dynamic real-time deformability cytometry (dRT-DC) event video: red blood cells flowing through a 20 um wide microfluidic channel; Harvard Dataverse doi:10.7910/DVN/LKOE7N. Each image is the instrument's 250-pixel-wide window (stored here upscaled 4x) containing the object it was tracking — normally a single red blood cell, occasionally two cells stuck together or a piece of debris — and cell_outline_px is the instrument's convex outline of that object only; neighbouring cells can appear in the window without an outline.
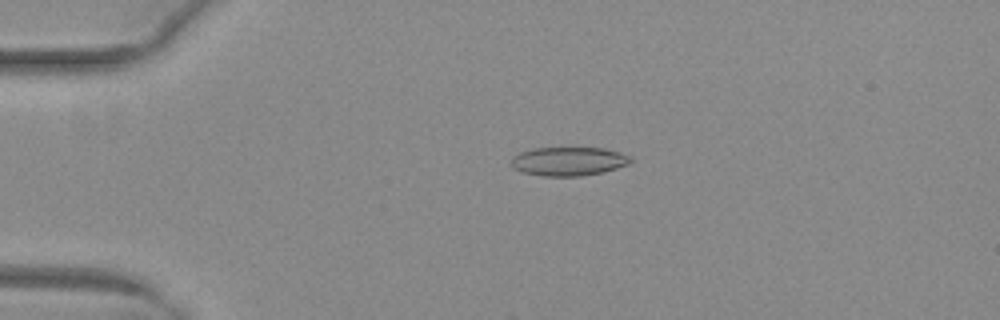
{"species": "common noctule bat (a hibernating species)", "species_latin": "Nyctalus noctula", "temperature_condition": "warm", "stored_images_in_passage": 34, "camera_frame_rate_fps": 3000, "um_per_image_px": 0.085, "animal": {"sex": "female", "body_mass_g": 29.2, "forearm_length_mm": 56.3}, "frame": {"image": 1, "passage_image": 13, "time_ms": 4.0, "image_size_px": [1000, 320], "cell_outline_px": [[632, 160], [628, 164], [604, 172], [580, 176], [544, 176], [524, 172], [512, 168], [512, 156], [520, 152], [532, 148], [604, 148], [620, 152], [632, 156]], "centroid_in_image_um": [48.34, 13.7], "position_along_channel_um": 36.7, "area_um2": 20.06}}
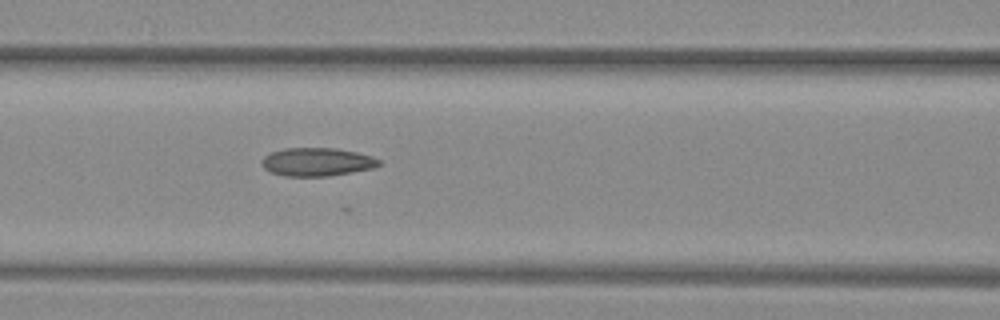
{"frame": {"image": 2, "passage_image": 24, "time_ms": 7.667, "image_size_px": [1000, 320], "cell_outline_px": [[384, 164], [376, 168], [328, 176], [284, 176], [272, 172], [264, 168], [264, 156], [272, 152], [284, 148], [336, 148], [356, 152], [372, 156], [380, 160]], "centroid_in_image_um": [27.03, 13.76], "position_along_channel_um": 139.6, "area_um2": 19.31}}
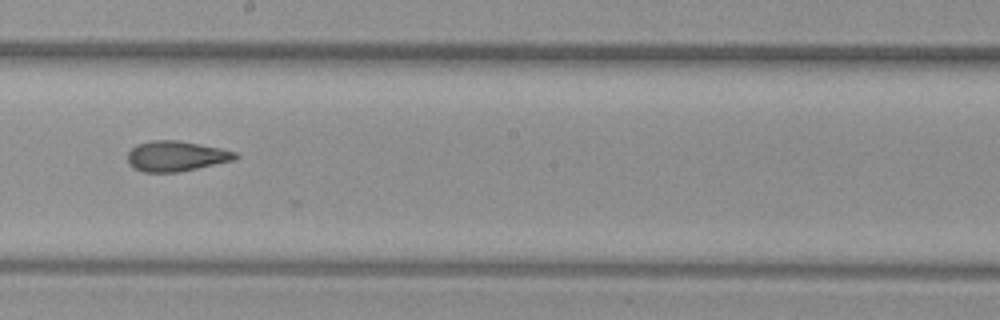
{"frame": {"image": 3, "passage_image": 31, "time_ms": 10.0, "image_size_px": [1000, 320], "cell_outline_px": [[240, 156], [236, 160], [180, 172], [144, 172], [132, 168], [128, 164], [128, 152], [136, 144], [152, 140], [176, 140], [200, 144], [220, 148], [236, 152]], "centroid_in_image_um": [14.98, 13.28], "position_along_channel_um": 233.2, "area_um2": 19.25}}